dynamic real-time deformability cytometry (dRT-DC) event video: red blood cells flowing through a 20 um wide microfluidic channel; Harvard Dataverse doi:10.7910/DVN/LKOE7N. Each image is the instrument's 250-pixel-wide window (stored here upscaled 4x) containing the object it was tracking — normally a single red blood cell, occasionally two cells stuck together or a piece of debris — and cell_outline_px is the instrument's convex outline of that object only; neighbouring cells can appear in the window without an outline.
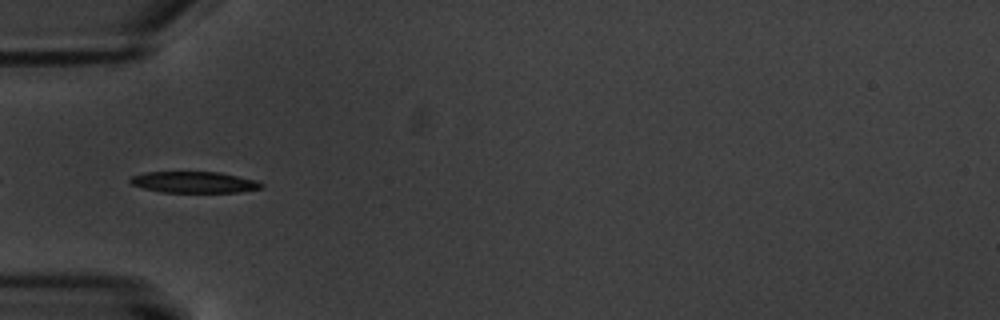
{"species": "common noctule bat (a hibernating species)", "species_latin": "Nyctalus noctula", "temperature_condition": "warm", "stored_images_in_passage": 17, "segment_of_instrument_passage": [2, 2], "camera_frame_rate_fps": 3000, "um_per_image_px": 0.085, "animal": {"sex": "male", "body_mass_g": 20.1, "forearm_length_mm": 53.5}, "frame": {"image": 1, "passage_image": 6, "time_ms": 6.667, "image_size_px": [1000, 320], "cell_outline_px": [[264, 188], [240, 192], [160, 192], [144, 188], [132, 184], [128, 180], [132, 176], [144, 172], [220, 172], [256, 180], [264, 184]], "centroid_in_image_um": [16.53, 15.49], "position_along_channel_um": 68.5, "area_um2": 16.3}}
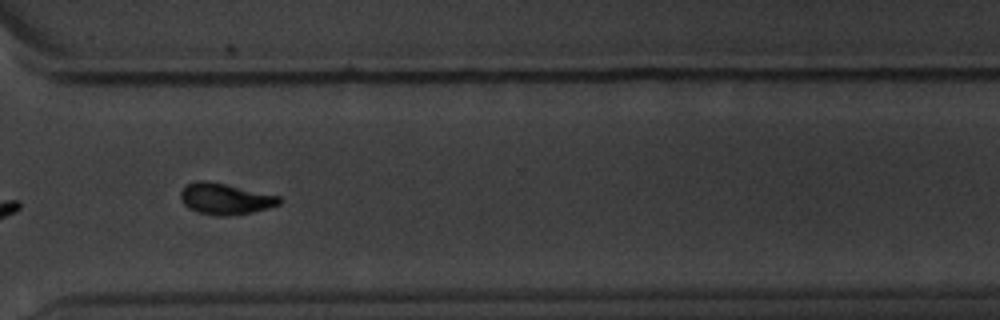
{"frame": {"image": 2, "passage_image": 13, "time_ms": 15.0, "image_size_px": [1000, 320], "cell_outline_px": [[284, 200], [280, 204], [268, 208], [252, 212], [200, 212], [188, 208], [180, 200], [180, 192], [188, 184], [196, 180], [208, 180], [280, 196]], "centroid_in_image_um": [19.16, 16.83], "position_along_channel_um": 351.4, "area_um2": 17.11}}
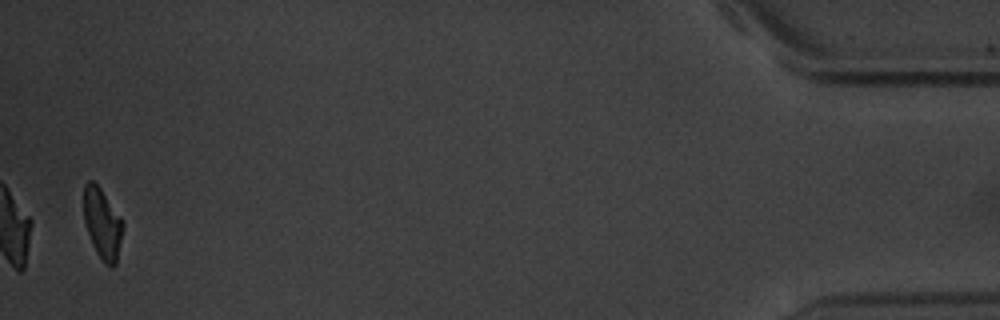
{"frame": {"image": 3, "passage_image": 17, "time_ms": 19.667, "image_size_px": [1000, 320], "cell_outline_px": [[124, 228], [116, 264], [112, 268], [104, 264], [96, 252], [88, 232], [84, 220], [84, 184], [88, 180], [92, 180], [100, 188], [124, 220]], "centroid_in_image_um": [8.73, 19.02], "position_along_channel_um": 426.5, "area_um2": 16.24}}